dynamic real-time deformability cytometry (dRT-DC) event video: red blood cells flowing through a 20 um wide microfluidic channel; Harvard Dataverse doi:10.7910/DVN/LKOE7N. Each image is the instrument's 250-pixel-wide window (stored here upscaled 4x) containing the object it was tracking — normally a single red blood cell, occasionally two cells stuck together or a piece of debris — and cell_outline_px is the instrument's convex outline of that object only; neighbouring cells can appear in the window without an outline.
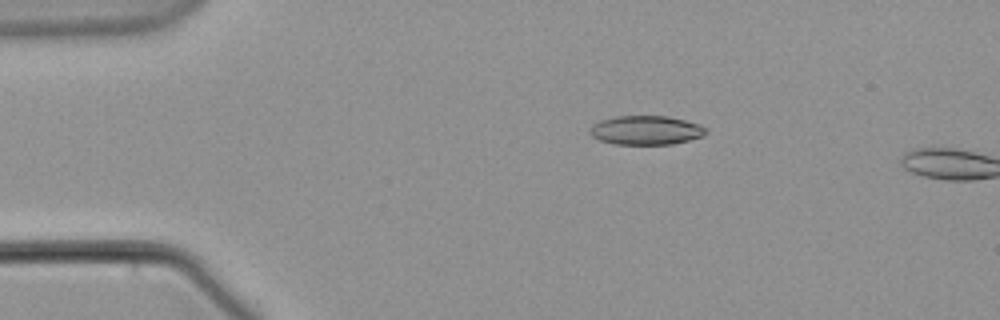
{"species": "common noctule bat (a hibernating species)", "species_latin": "Nyctalus noctula", "temperature_condition": "warm", "stored_images_in_passage": 3, "camera_frame_rate_fps": 3000, "um_per_image_px": 0.085, "animal": {"sex": "male", "body_mass_g": 21.5, "forearm_length_mm": 52.0}, "frame": {"image": 1, "passage_image": 1, "time_ms": 0.0, "image_size_px": [1000, 320], "cell_outline_px": [[708, 132], [700, 136], [688, 140], [672, 144], [612, 144], [600, 140], [592, 136], [588, 132], [592, 124], [600, 120], [616, 116], [668, 116], [700, 124], [708, 128]], "centroid_in_image_um": [54.89, 11.06], "position_along_channel_um": 30.1, "area_um2": 19.71}}